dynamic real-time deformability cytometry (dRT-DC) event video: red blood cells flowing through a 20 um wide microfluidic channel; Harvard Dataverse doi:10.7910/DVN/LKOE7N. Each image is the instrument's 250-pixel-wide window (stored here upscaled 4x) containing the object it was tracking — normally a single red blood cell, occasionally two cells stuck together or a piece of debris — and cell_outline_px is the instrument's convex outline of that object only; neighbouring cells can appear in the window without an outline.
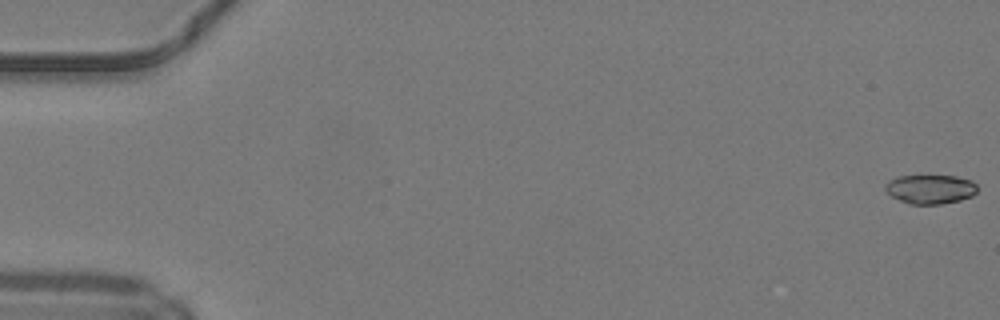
{"species": "common noctule bat (a hibernating species)", "species_latin": "Nyctalus noctula", "temperature_condition": "warm", "stored_images_in_passage": 50, "camera_frame_rate_fps": 3000, "um_per_image_px": 0.085, "animal": {"sex": "male", "body_mass_g": 19.2, "forearm_length_mm": 51.8}, "frame": {"image": 1, "passage_image": 1, "time_ms": 0.0, "image_size_px": [1000, 320], "cell_outline_px": [[976, 192], [972, 196], [960, 200], [940, 204], [908, 204], [892, 196], [884, 188], [884, 184], [888, 180], [896, 176], [956, 176], [972, 180], [976, 184]], "centroid_in_image_um": [79.06, 16.07], "position_along_channel_um": 5.9, "area_um2": 15.66}}
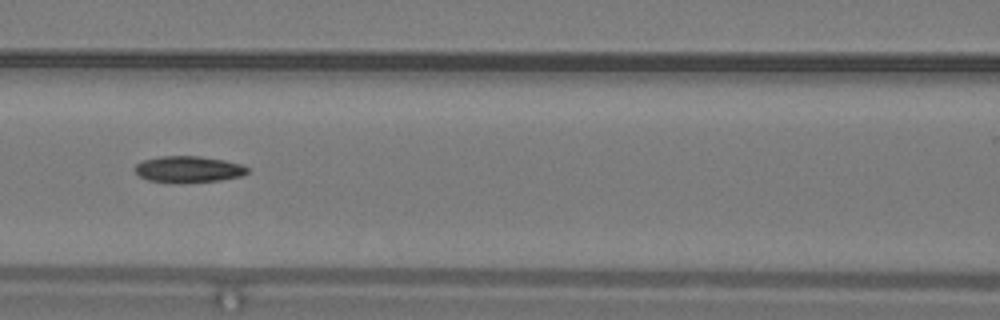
{"frame": {"image": 2, "passage_image": 23, "time_ms": 7.333, "image_size_px": [1000, 320], "cell_outline_px": [[248, 172], [240, 176], [220, 180], [184, 184], [148, 180], [140, 176], [132, 168], [136, 164], [144, 160], [160, 156], [200, 156], [224, 160], [240, 164], [248, 168]], "centroid_in_image_um": [15.98, 14.4], "position_along_channel_um": 150.6, "area_um2": 17.46}}
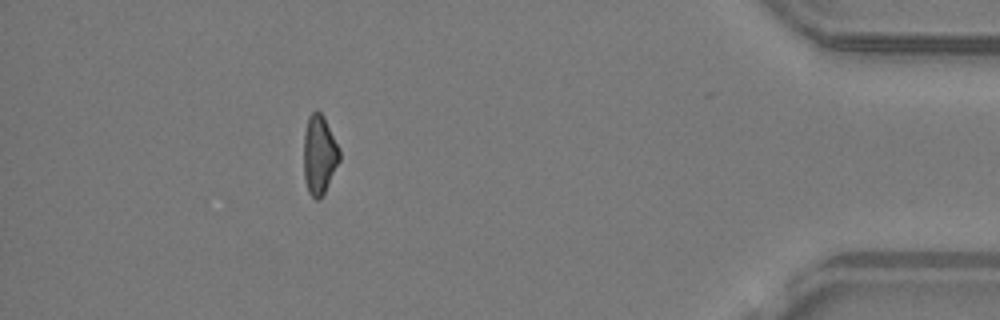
{"frame": {"image": 3, "passage_image": 45, "time_ms": 14.667, "image_size_px": [1000, 320], "cell_outline_px": [[340, 160], [324, 192], [316, 200], [308, 192], [304, 176], [304, 132], [308, 116], [316, 108], [324, 116], [340, 148]], "centroid_in_image_um": [27.14, 13.09], "position_along_channel_um": 408.1, "area_um2": 16.53}, "authors_computed_cell_mechanics": {"area_um2": 16.9065, "velocity_mm_per_s": 4.2438, "shape_relaxation_time_tau1_ms": 8.2518, "shape_relaxation_time_tau2_ms": null, "deformation_change_tau1": 0.2264, "deformation_change_tau2": null}}